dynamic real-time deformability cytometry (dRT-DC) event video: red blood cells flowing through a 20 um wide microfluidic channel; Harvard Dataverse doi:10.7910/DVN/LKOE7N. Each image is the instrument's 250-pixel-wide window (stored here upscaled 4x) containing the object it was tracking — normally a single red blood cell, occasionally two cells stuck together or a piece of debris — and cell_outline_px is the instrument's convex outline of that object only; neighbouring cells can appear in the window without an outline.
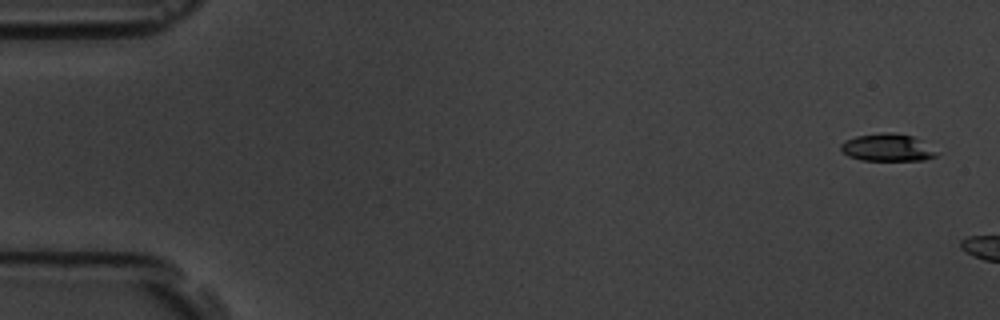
{"species": "common noctule bat (a hibernating species)", "species_latin": "Nyctalus noctula", "temperature_condition": "room temperature", "stored_images_in_passage": 3, "camera_frame_rate_fps": 3000, "um_per_image_px": 0.085, "animal": {"sex": "male", "body_mass_g": 19.5, "forearm_length_mm": 54.6}, "frame": {"image": 1, "passage_image": 1, "time_ms": 0.0, "image_size_px": [1000, 320], "cell_outline_px": [[940, 156], [924, 160], [860, 160], [848, 156], [840, 152], [840, 144], [844, 140], [856, 136], [880, 132], [892, 132], [912, 136], [920, 140], [940, 152]], "centroid_in_image_um": [75.43, 12.54], "position_along_channel_um": 9.6, "area_um2": 15.66}}